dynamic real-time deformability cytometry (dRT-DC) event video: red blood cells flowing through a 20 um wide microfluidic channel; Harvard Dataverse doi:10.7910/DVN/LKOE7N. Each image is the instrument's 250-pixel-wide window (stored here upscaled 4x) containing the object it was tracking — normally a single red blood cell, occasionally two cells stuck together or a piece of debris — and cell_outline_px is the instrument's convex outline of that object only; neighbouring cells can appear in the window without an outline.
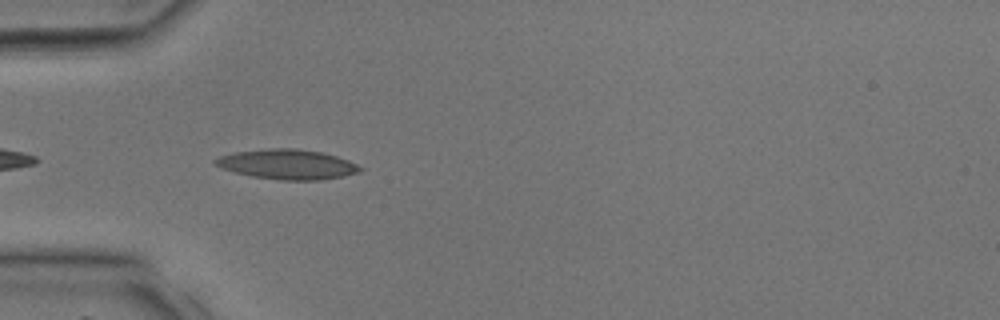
{"species": "common noctule bat (a hibernating species)", "species_latin": "Nyctalus noctula", "temperature_condition": "room temperature", "stored_images_in_passage": 26, "camera_frame_rate_fps": 3000, "um_per_image_px": 0.085, "animal": {"sex": "male", "body_mass_g": 17.9, "forearm_length_mm": 54.2}, "frame": {"image": 1, "passage_image": 12, "time_ms": 3.667, "image_size_px": [1000, 320], "cell_outline_px": [[364, 168], [360, 172], [344, 176], [320, 180], [280, 180], [252, 176], [236, 172], [212, 164], [212, 160], [220, 156], [236, 152], [268, 148], [296, 148], [324, 152], [348, 160]], "centroid_in_image_um": [24.45, 13.96], "position_along_channel_um": 60.6, "area_um2": 25.26}}
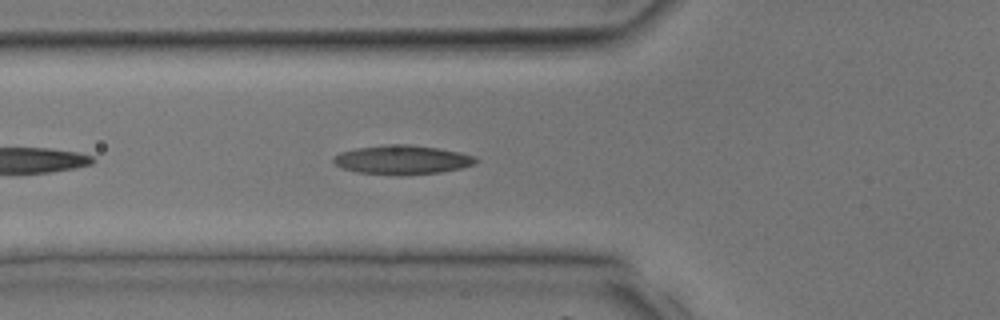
{"frame": {"image": 2, "passage_image": 14, "time_ms": 4.333, "image_size_px": [1000, 320], "cell_outline_px": [[480, 160], [472, 164], [460, 168], [440, 172], [396, 176], [356, 172], [340, 168], [332, 164], [332, 156], [340, 152], [356, 148], [384, 144], [408, 144], [436, 148], [460, 152], [476, 156]], "centroid_in_image_um": [34.11, 13.59], "position_along_channel_um": 91.7, "area_um2": 24.51}}